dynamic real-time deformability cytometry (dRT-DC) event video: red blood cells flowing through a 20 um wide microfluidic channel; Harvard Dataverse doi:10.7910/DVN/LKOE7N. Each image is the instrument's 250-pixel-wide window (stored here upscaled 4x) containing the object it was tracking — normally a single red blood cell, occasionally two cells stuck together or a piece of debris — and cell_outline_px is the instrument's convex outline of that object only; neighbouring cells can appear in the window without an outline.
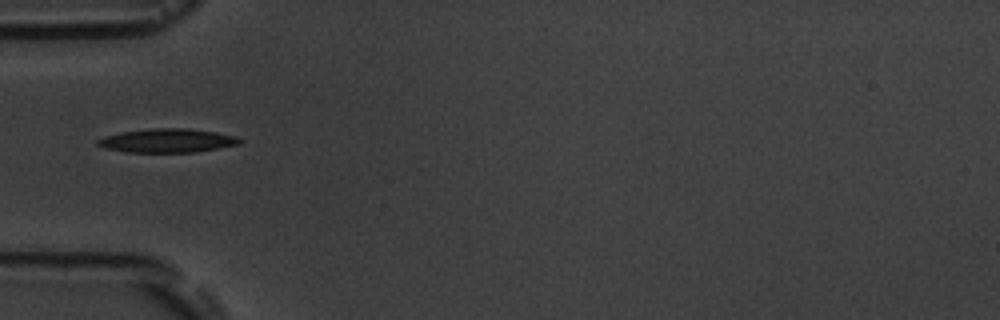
{"species": "common noctule bat (a hibernating species)", "species_latin": "Nyctalus noctula", "temperature_condition": "room temperature", "stored_images_in_passage": 8, "camera_frame_rate_fps": 3000, "um_per_image_px": 0.085, "animal": {"sex": "male", "body_mass_g": 19.5, "forearm_length_mm": 54.6}, "frame": {"image": 1, "passage_image": 2, "time_ms": 1.333, "image_size_px": [1000, 320], "cell_outline_px": [[240, 144], [220, 148], [196, 152], [128, 152], [104, 148], [96, 144], [96, 140], [104, 136], [120, 132], [152, 128], [188, 128], [216, 132], [236, 136], [240, 140]], "centroid_in_image_um": [14.2, 11.95], "position_along_channel_um": 70.8, "area_um2": 19.77}}
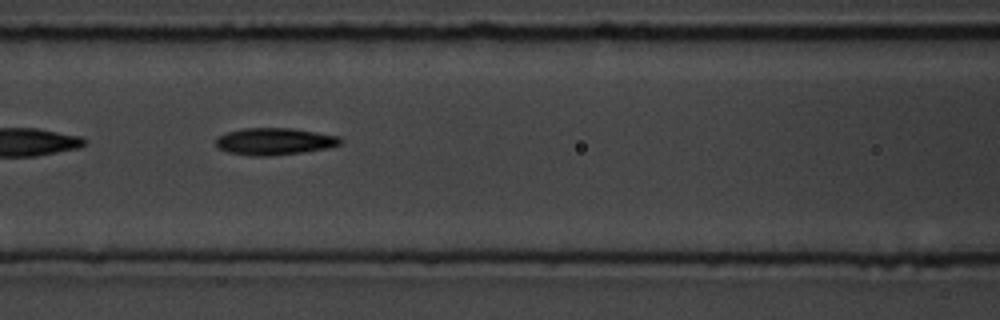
{"frame": {"image": 2, "passage_image": 4, "time_ms": 3.333, "image_size_px": [1000, 320], "cell_outline_px": [[344, 140], [340, 144], [324, 148], [300, 152], [268, 156], [252, 156], [228, 152], [216, 148], [216, 136], [228, 132], [244, 128], [292, 128], [340, 136]], "centroid_in_image_um": [23.29, 12.01], "position_along_channel_um": 143.3, "area_um2": 19.54}}
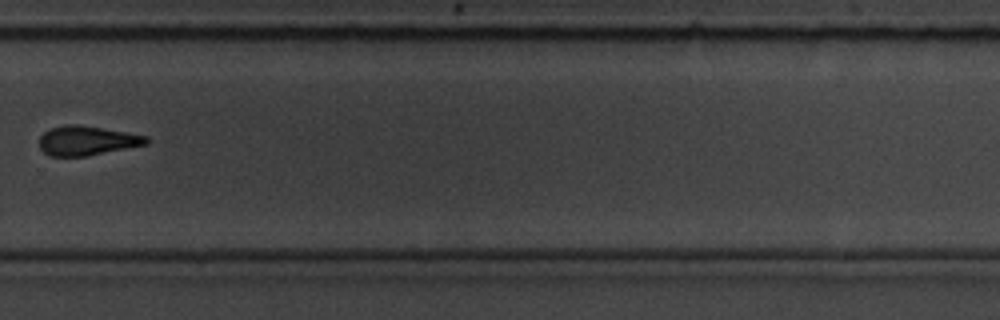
{"frame": {"image": 3, "passage_image": 8, "time_ms": 8.333, "image_size_px": [1000, 320], "cell_outline_px": [[148, 144], [88, 156], [48, 156], [40, 148], [40, 136], [44, 132], [52, 128], [68, 124], [80, 124], [148, 136]], "centroid_in_image_um": [7.39, 11.96], "position_along_channel_um": 322.4, "area_um2": 18.32}}